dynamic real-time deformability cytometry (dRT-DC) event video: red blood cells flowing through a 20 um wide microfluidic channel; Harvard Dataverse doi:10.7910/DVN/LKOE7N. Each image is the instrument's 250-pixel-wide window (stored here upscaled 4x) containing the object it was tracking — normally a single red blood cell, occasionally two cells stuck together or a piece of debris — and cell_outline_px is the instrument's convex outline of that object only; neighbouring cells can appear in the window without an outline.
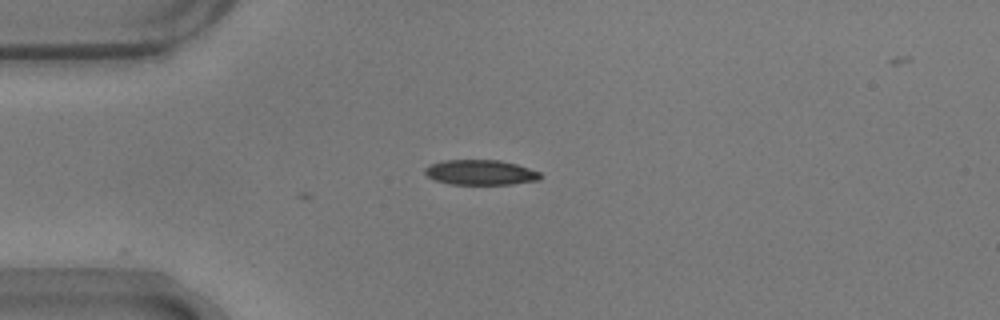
{"species": "common noctule bat (a hibernating species)", "species_latin": "Nyctalus noctula", "temperature_condition": "warm", "stored_images_in_passage": 4, "camera_frame_rate_fps": 3000, "um_per_image_px": 0.085, "animal": {"sex": "male", "body_mass_g": 17.9}, "frame": {"image": 1, "passage_image": 1, "time_ms": 0.0, "image_size_px": [1000, 320], "cell_outline_px": [[544, 176], [540, 180], [512, 184], [448, 184], [436, 180], [428, 176], [424, 172], [424, 168], [432, 164], [444, 160], [500, 160], [516, 164], [540, 172]], "centroid_in_image_um": [40.88, 14.66], "position_along_channel_um": 44.1, "area_um2": 16.88}}